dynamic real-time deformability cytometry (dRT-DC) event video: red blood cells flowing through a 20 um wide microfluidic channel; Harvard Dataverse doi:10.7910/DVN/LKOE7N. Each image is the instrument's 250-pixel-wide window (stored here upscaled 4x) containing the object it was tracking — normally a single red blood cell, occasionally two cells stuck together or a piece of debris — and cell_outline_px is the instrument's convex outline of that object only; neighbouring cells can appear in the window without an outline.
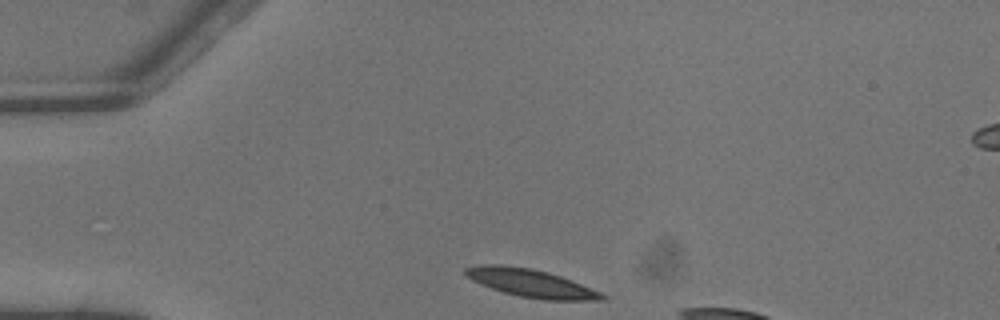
{"species": "common noctule bat (a hibernating species)", "species_latin": "Nyctalus noctula", "temperature_condition": "warm", "stored_images_in_passage": 3, "camera_frame_rate_fps": 3000, "um_per_image_px": 0.085, "animal": {"sex": "male", "body_mass_g": 13.3}, "frame": {"image": 1, "passage_image": 1, "time_ms": 0.0, "image_size_px": [1000, 320], "cell_outline_px": [[608, 296], [604, 300], [544, 300], [520, 296], [504, 292], [480, 284], [464, 276], [464, 268], [484, 264], [500, 264], [532, 268], [548, 272], [572, 280], [600, 292]], "centroid_in_image_um": [45.11, 24.06], "position_along_channel_um": 39.9, "area_um2": 22.25}}